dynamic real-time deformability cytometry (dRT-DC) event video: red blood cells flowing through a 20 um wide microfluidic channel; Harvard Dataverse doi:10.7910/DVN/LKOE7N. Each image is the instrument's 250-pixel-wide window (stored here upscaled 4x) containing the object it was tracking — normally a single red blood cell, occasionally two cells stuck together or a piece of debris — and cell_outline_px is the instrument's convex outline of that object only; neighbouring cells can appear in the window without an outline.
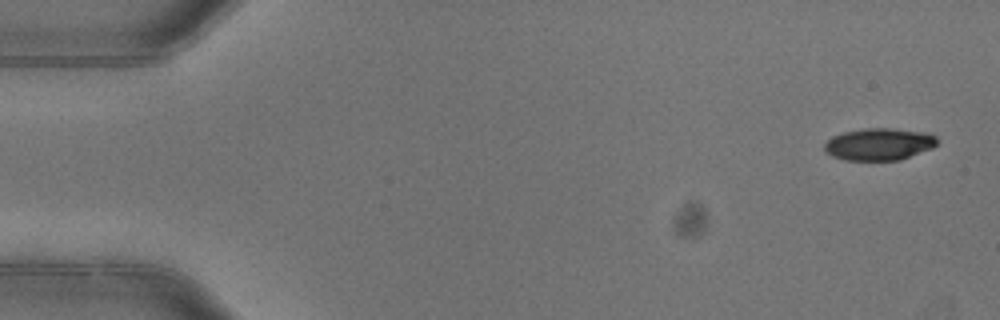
{"species": "common noctule bat (a hibernating species)", "species_latin": "Nyctalus noctula", "temperature_condition": "warm", "stored_images_in_passage": 6, "camera_frame_rate_fps": 3000, "um_per_image_px": 0.085, "animal": {"sex": "female"}, "frame": {"image": 1, "passage_image": 1, "time_ms": 0.0, "image_size_px": [1000, 320], "cell_outline_px": [[936, 144], [932, 148], [900, 160], [844, 160], [832, 156], [824, 152], [824, 144], [832, 136], [844, 132], [864, 128], [892, 128], [924, 132], [936, 136]], "centroid_in_image_um": [74.69, 12.26], "position_along_channel_um": 10.3, "area_um2": 21.1}}
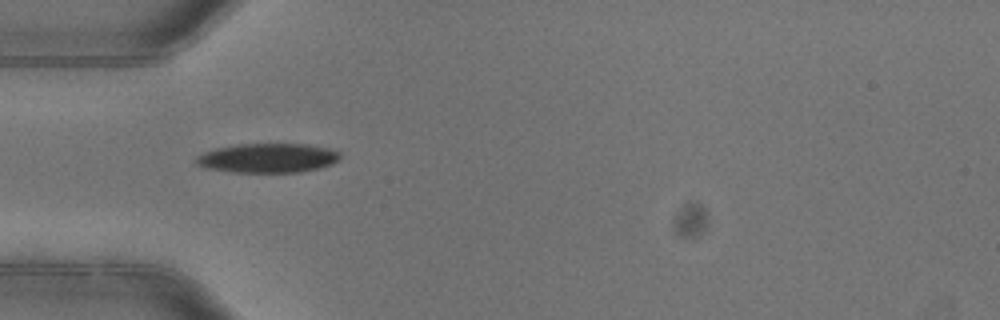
{"frame": {"image": 2, "passage_image": 5, "time_ms": 1.333, "image_size_px": [1000, 320], "cell_outline_px": [[340, 160], [332, 164], [300, 172], [232, 172], [208, 168], [196, 164], [196, 156], [204, 152], [216, 148], [236, 144], [308, 144], [328, 148], [340, 152]], "centroid_in_image_um": [22.77, 13.42], "position_along_channel_um": 62.2, "area_um2": 24.57}}